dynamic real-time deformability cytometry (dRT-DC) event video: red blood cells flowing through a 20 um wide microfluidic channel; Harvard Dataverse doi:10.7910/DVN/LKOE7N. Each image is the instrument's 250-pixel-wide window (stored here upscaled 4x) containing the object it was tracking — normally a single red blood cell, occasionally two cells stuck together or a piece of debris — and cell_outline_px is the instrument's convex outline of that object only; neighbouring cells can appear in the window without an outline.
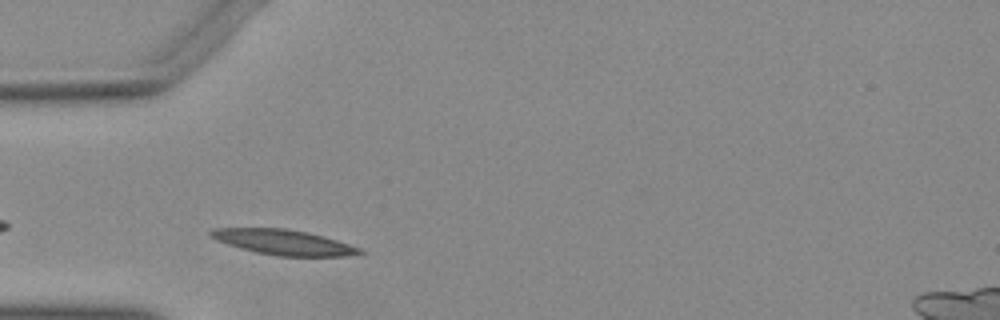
{"species": "Egyptian fruit bat (a non-hibernating species)", "species_latin": "Rousettus aegyptiacus", "temperature_condition": "warm", "stored_images_in_passage": 30, "camera_frame_rate_fps": 3000, "um_per_image_px": 0.085, "animal": {"sex": "female"}, "frame": {"image": 1, "passage_image": 3, "time_ms": 0.667, "image_size_px": [1000, 320], "cell_outline_px": [[364, 252], [344, 256], [276, 256], [256, 252], [240, 248], [216, 240], [208, 236], [208, 232], [212, 228], [284, 228], [308, 232], [324, 236], [360, 248]], "centroid_in_image_um": [24.04, 20.58], "position_along_channel_um": 61.0, "area_um2": 21.79}}
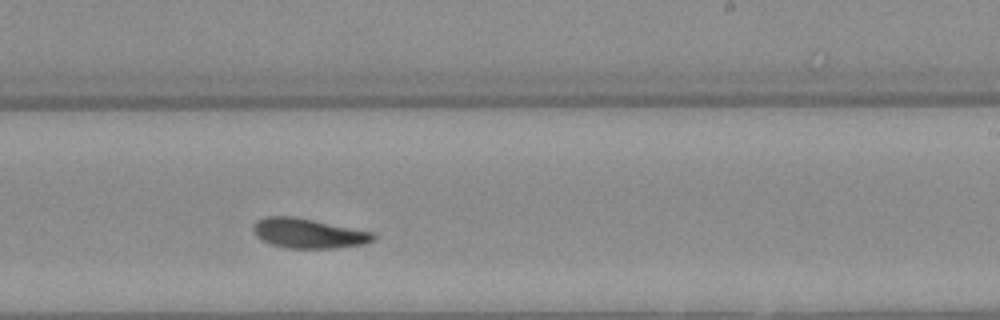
{"frame": {"image": 2, "passage_image": 19, "time_ms": 6.0, "image_size_px": [1000, 320], "cell_outline_px": [[376, 236], [372, 240], [364, 244], [336, 248], [288, 248], [272, 244], [260, 240], [256, 236], [252, 228], [264, 216], [292, 216], [372, 232]], "centroid_in_image_um": [26.19, 19.84], "position_along_channel_um": 262.8, "area_um2": 20.46}}
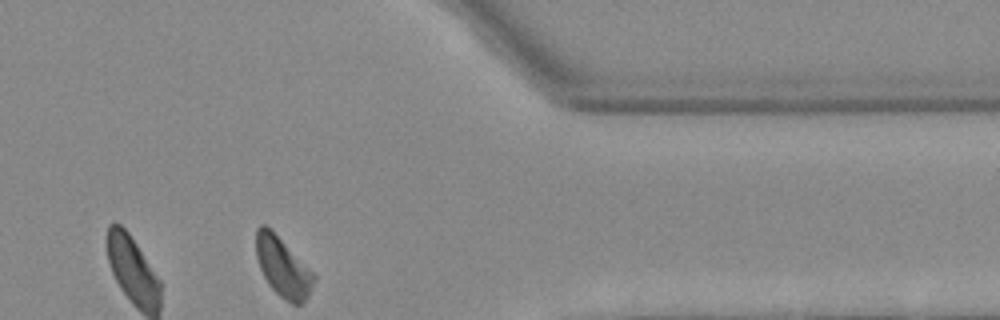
{"frame": {"image": 3, "passage_image": 30, "time_ms": 9.667, "image_size_px": [1000, 320], "cell_outline_px": [[316, 276], [308, 296], [300, 304], [292, 304], [284, 300], [268, 284], [260, 268], [256, 256], [256, 228], [260, 224], [264, 224]], "centroid_in_image_um": [24.01, 22.74], "position_along_channel_um": 387.4, "area_um2": 19.25}}